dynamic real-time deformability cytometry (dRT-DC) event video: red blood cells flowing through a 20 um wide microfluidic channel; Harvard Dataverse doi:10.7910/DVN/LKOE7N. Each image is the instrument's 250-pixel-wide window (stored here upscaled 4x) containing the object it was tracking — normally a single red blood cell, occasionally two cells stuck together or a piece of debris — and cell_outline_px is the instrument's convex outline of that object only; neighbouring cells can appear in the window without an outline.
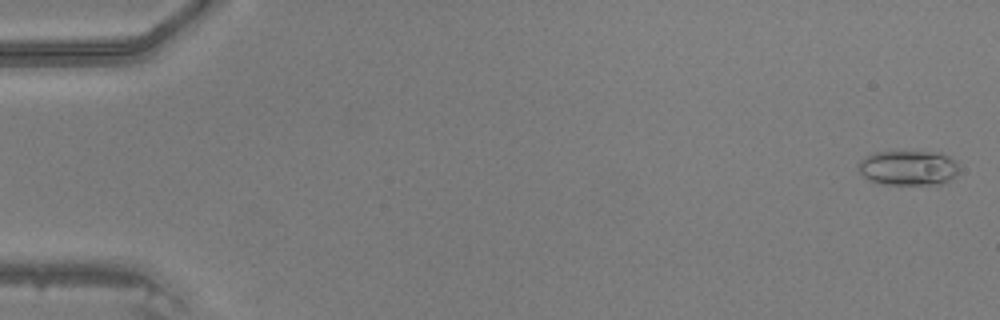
{"species": "common noctule bat (a hibernating species)", "species_latin": "Nyctalus noctula", "temperature_condition": "warm", "stored_images_in_passage": 48, "camera_frame_rate_fps": 3000, "um_per_image_px": 0.085, "animal": {"sex": "male", "body_mass_g": 20.5, "forearm_length_mm": 52.5}, "frame": {"image": 1, "passage_image": 2, "time_ms": 0.333, "image_size_px": [1000, 320], "cell_outline_px": [[956, 176], [940, 184], [884, 184], [868, 180], [856, 168], [856, 164], [860, 160], [872, 152], [932, 152], [948, 156], [956, 164]], "centroid_in_image_um": [77.11, 14.27], "position_along_channel_um": 7.9, "area_um2": 20.23}}
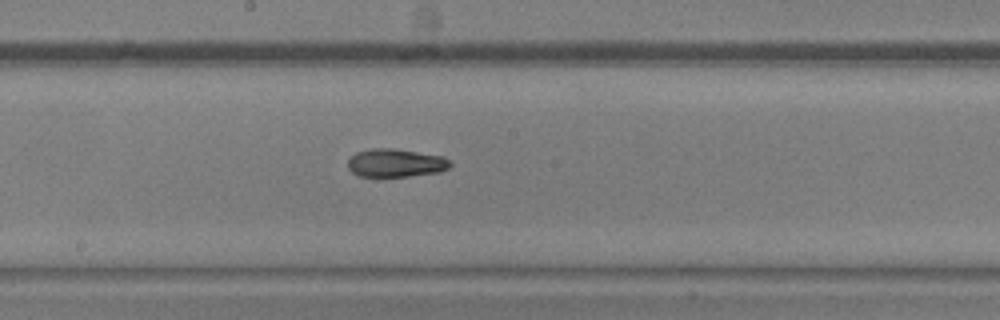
{"frame": {"image": 2, "passage_image": 27, "time_ms": 8.667, "image_size_px": [1000, 320], "cell_outline_px": [[452, 164], [448, 168], [440, 172], [408, 176], [360, 176], [352, 172], [348, 168], [348, 160], [356, 152], [372, 148], [392, 148], [444, 156], [452, 160]], "centroid_in_image_um": [33.67, 13.84], "position_along_channel_um": 214.5, "area_um2": 16.88}}
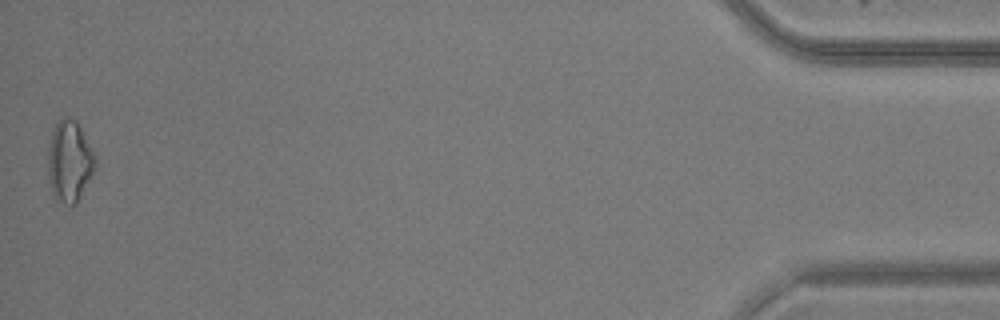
{"frame": {"image": 3, "passage_image": 48, "time_ms": 15.667, "image_size_px": [1000, 320], "cell_outline_px": [[96, 164], [76, 204], [64, 204], [56, 200], [52, 192], [48, 180], [48, 144], [52, 132], [56, 124], [64, 116], [68, 116], [76, 120], [96, 156]], "centroid_in_image_um": [5.88, 13.69], "position_along_channel_um": 429.3, "area_um2": 22.25}}